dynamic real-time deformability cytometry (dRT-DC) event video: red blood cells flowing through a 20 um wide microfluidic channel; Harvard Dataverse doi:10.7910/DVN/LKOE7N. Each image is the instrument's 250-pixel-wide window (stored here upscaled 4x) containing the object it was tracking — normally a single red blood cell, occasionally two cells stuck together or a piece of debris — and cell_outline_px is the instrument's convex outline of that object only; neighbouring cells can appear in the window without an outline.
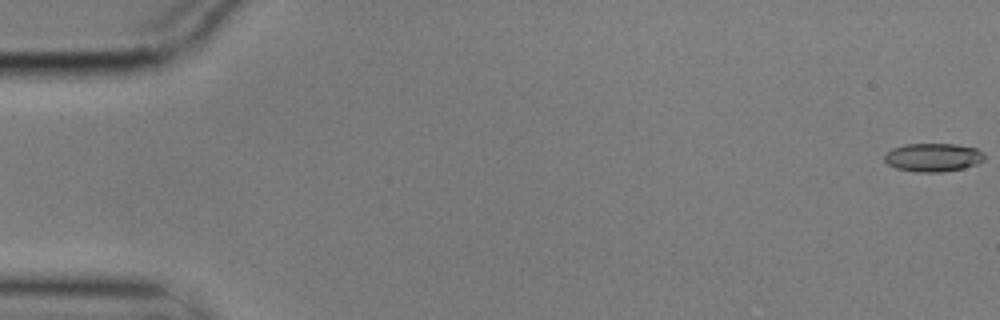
{"species": "common noctule bat (a hibernating species)", "species_latin": "Nyctalus noctula", "temperature_condition": "cold", "stored_images_in_passage": 22, "camera_frame_rate_fps": 3000, "um_per_image_px": 0.085, "animal": {"sex": "male", "body_mass_g": 17.9}, "frame": {"image": 1, "passage_image": 1, "time_ms": 0.0, "image_size_px": [1000, 320], "cell_outline_px": [[984, 160], [976, 164], [964, 168], [944, 172], [916, 172], [896, 168], [888, 164], [884, 160], [884, 156], [892, 148], [904, 144], [956, 144], [976, 148], [984, 152]], "centroid_in_image_um": [79.32, 13.38], "position_along_channel_um": 5.7, "area_um2": 16.65}}
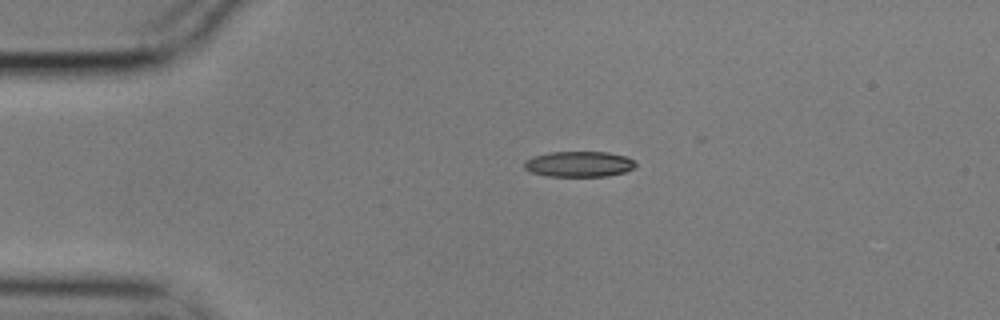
{"frame": {"image": 2, "passage_image": 13, "time_ms": 4.0, "image_size_px": [1000, 320], "cell_outline_px": [[636, 164], [632, 168], [624, 172], [608, 176], [544, 176], [528, 172], [524, 168], [524, 160], [532, 156], [552, 152], [608, 152], [628, 156]], "centroid_in_image_um": [49.16, 13.95], "position_along_channel_um": 35.8, "area_um2": 16.76}}
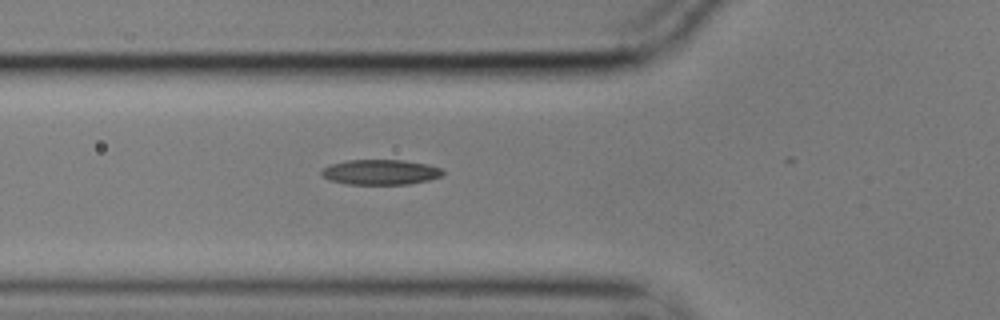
{"frame": {"image": 3, "passage_image": 21, "time_ms": 6.667, "image_size_px": [1000, 320], "cell_outline_px": [[444, 172], [440, 176], [428, 180], [408, 184], [348, 184], [328, 180], [320, 176], [320, 172], [328, 164], [348, 160], [404, 160], [428, 164], [440, 168]], "centroid_in_image_um": [32.28, 14.63], "position_along_channel_um": 93.5, "area_um2": 17.86}}